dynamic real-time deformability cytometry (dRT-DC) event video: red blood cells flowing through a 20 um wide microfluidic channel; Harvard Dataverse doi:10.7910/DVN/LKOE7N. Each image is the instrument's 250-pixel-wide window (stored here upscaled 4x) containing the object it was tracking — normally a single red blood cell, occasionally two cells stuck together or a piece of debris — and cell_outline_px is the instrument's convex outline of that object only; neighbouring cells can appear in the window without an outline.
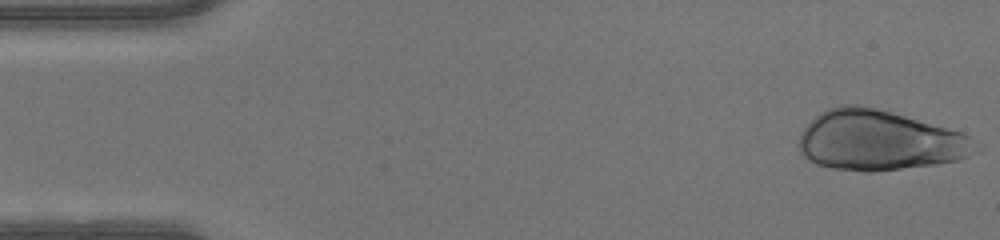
{"species": "human", "species_latin": "Homo sapiens", "temperature_condition": "warm", "stored_images_in_passage": 46, "camera_frame_rate_fps": 3000, "um_per_image_px": 0.085, "donor": {"sex": "male"}, "frame": {"image": 1, "passage_image": 1, "time_ms": 0.0, "image_size_px": [1000, 240], "cell_outline_px": [[984, 148], [980, 152], [956, 160], [936, 164], [872, 172], [868, 172], [832, 168], [816, 164], [808, 160], [800, 152], [800, 132], [820, 112], [828, 108], [840, 104], [856, 104], [904, 116], [960, 132], [976, 140]], "centroid_in_image_um": [74.76, 11.96], "position_along_channel_um": 10.2, "area_um2": 61.67}}